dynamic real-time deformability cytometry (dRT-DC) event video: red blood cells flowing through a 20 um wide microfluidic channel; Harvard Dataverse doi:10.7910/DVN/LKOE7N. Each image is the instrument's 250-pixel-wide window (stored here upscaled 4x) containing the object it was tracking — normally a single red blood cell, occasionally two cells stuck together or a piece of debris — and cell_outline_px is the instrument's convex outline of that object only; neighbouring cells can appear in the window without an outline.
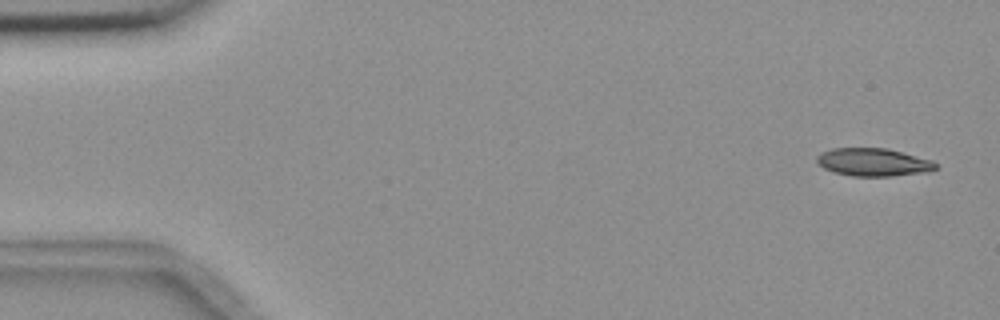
{"species": "common noctule bat (a hibernating species)", "species_latin": "Nyctalus noctula", "temperature_condition": "room temperature", "stored_images_in_passage": 4, "camera_frame_rate_fps": 3000, "um_per_image_px": 0.085, "animal": {"sex": "female", "body_mass_g": 18.4}, "frame": {"image": 1, "passage_image": 1, "time_ms": 0.0, "image_size_px": [1000, 320], "cell_outline_px": [[936, 168], [924, 172], [892, 176], [852, 176], [836, 172], [824, 168], [816, 160], [816, 156], [820, 152], [832, 148], [888, 148], [932, 160], [936, 164]], "centroid_in_image_um": [74.21, 13.77], "position_along_channel_um": 10.8, "area_um2": 19.19}}
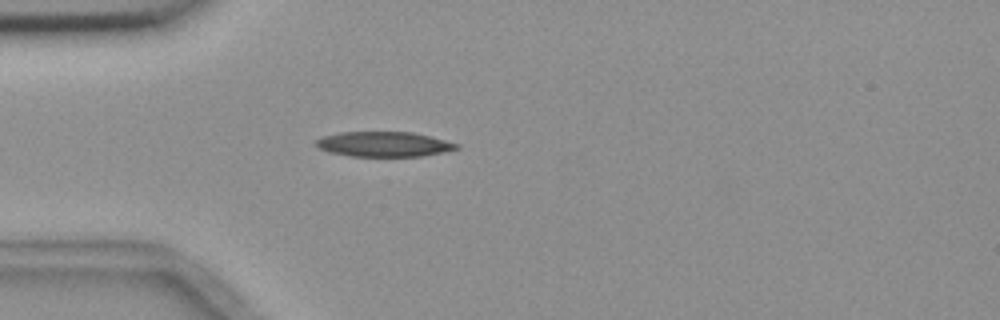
{"frame": {"image": 2, "passage_image": 4, "time_ms": 4.333, "image_size_px": [1000, 320], "cell_outline_px": [[460, 148], [444, 152], [420, 156], [352, 156], [328, 152], [320, 148], [316, 144], [316, 140], [324, 136], [340, 132], [412, 132], [460, 144]], "centroid_in_image_um": [32.64, 12.25], "position_along_channel_um": 52.4, "area_um2": 20.29}}